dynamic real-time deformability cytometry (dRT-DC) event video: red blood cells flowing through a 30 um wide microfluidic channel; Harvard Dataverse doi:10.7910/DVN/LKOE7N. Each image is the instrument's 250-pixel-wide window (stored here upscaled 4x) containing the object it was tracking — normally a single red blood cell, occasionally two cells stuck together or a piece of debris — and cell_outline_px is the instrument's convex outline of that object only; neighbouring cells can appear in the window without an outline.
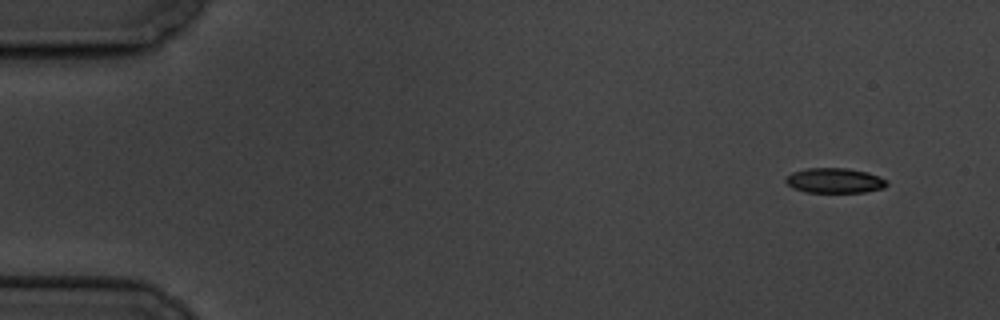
{"species": "common noctule bat (a hibernating species)", "species_latin": "Nyctalus noctula", "temperature_condition": "cold", "stored_images_in_passage": 4, "camera_frame_rate_fps": 3000, "um_per_image_px": 0.085, "animal": {"sex": "male", "body_mass_g": 19.5, "forearm_length_mm": 54.6}, "frame": {"image": 1, "passage_image": 1, "time_ms": 0.0, "image_size_px": [1000, 320], "cell_outline_px": [[888, 184], [884, 188], [864, 192], [804, 192], [792, 188], [784, 180], [792, 172], [808, 168], [848, 168], [868, 172], [888, 180]], "centroid_in_image_um": [70.96, 15.35], "position_along_channel_um": 14.0, "area_um2": 14.8}}
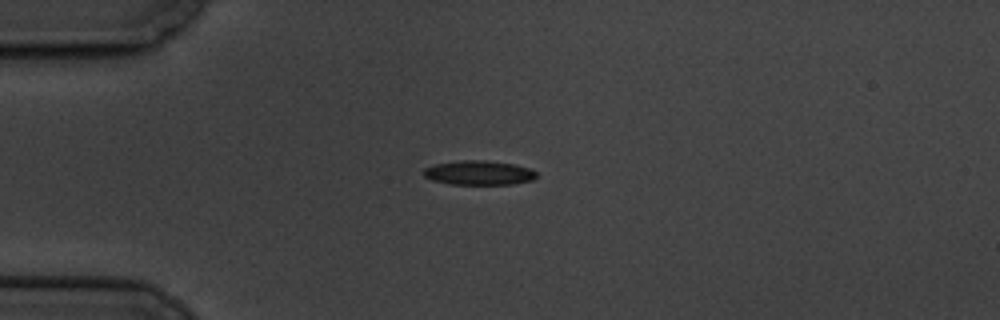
{"frame": {"image": 2, "passage_image": 4, "time_ms": 3.667, "image_size_px": [1000, 320], "cell_outline_px": [[536, 176], [532, 180], [512, 184], [448, 184], [432, 180], [424, 176], [424, 168], [436, 164], [460, 160], [484, 160], [512, 164], [532, 168], [536, 172]], "centroid_in_image_um": [40.71, 14.68], "position_along_channel_um": 44.3, "area_um2": 15.95}}